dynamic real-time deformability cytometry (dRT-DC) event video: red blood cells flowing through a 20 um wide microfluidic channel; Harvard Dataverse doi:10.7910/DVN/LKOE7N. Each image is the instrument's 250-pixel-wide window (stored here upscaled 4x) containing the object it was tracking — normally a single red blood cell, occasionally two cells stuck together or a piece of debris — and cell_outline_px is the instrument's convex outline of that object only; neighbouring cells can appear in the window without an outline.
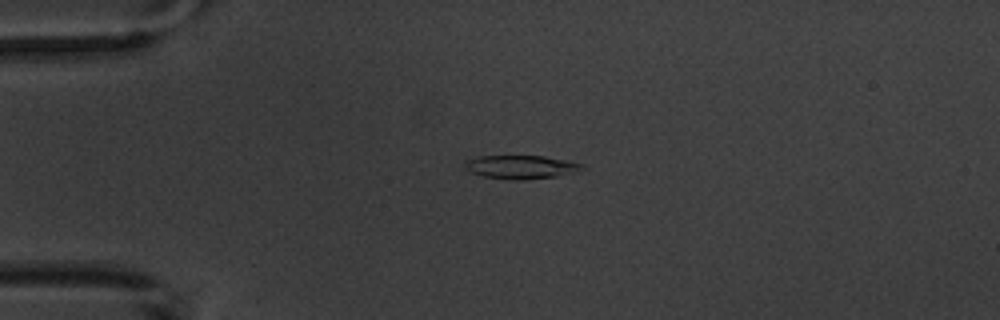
{"species": "common noctule bat (a hibernating species)", "species_latin": "Nyctalus noctula", "temperature_condition": "warm", "stored_images_in_passage": 2, "camera_frame_rate_fps": 3000, "um_per_image_px": 0.085, "animal": {"sex": "male", "body_mass_g": 20.1, "forearm_length_mm": 53.5}, "frame": {"image": 1, "passage_image": 1, "time_ms": 0.0, "image_size_px": [1000, 320], "cell_outline_px": [[588, 168], [556, 176], [524, 180], [512, 180], [484, 176], [472, 172], [464, 168], [464, 164], [468, 160], [480, 156], [544, 156], [584, 164]], "centroid_in_image_um": [44.3, 14.2], "position_along_channel_um": 40.7, "area_um2": 15.9}}